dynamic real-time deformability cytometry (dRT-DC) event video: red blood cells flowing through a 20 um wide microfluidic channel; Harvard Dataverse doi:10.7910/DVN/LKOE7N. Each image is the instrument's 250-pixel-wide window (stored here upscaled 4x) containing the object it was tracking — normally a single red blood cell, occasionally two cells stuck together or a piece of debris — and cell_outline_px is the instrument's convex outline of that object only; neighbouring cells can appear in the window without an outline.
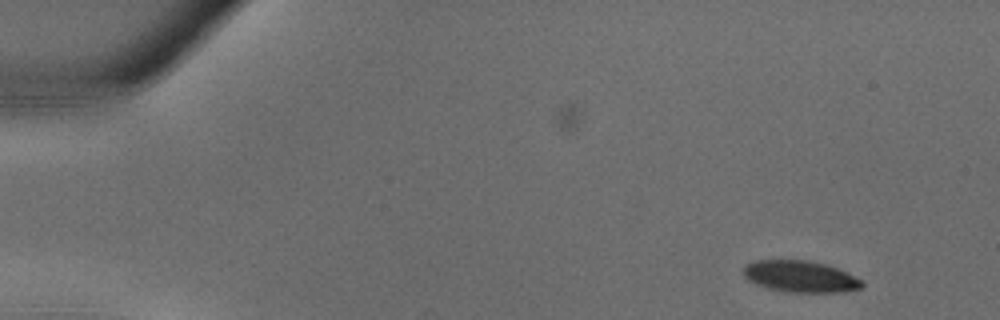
{"species": "common noctule bat (a hibernating species)", "species_latin": "Nyctalus noctula", "temperature_condition": "warm", "stored_images_in_passage": 36, "camera_frame_rate_fps": 3000, "um_per_image_px": 0.085, "animal": {"sex": "male", "body_mass_g": 18.8}, "frame": {"image": 1, "passage_image": 3, "time_ms": 0.667, "image_size_px": [1000, 320], "cell_outline_px": [[864, 284], [860, 288], [844, 292], [788, 292], [768, 288], [756, 284], [748, 280], [744, 276], [744, 268], [748, 264], [756, 260], [808, 260], [824, 264], [836, 268], [860, 280]], "centroid_in_image_um": [68.0, 23.51], "position_along_channel_um": 17.0, "area_um2": 21.44}}
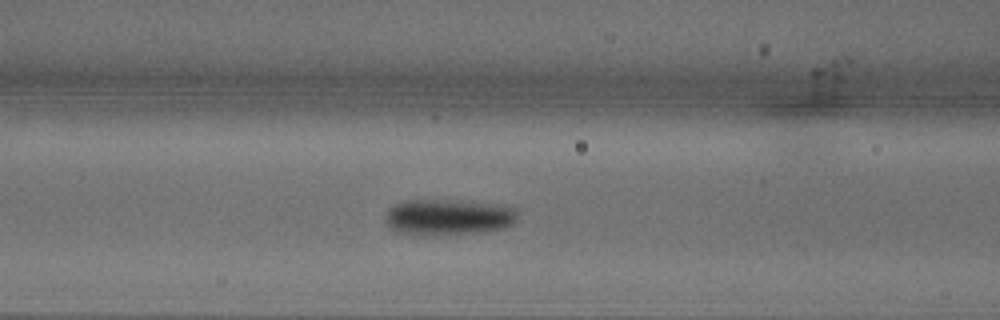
{"frame": {"image": 2, "passage_image": 15, "time_ms": 4.667, "image_size_px": [1000, 320], "cell_outline_px": [[516, 220], [512, 224], [504, 228], [484, 232], [396, 232], [384, 220], [388, 208], [404, 200], [460, 200], [504, 204], [516, 208]], "centroid_in_image_um": [38.17, 18.38], "position_along_channel_um": 128.4, "area_um2": 27.05}}
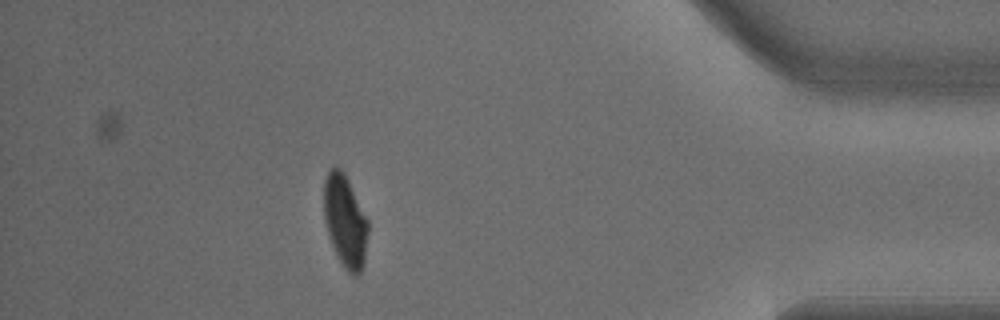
{"frame": {"image": 3, "passage_image": 32, "time_ms": 10.333, "image_size_px": [1000, 320], "cell_outline_px": [[368, 232], [364, 264], [360, 272], [356, 276], [352, 276], [344, 268], [332, 244], [324, 220], [324, 180], [328, 172], [336, 164], [344, 172], [368, 220]], "centroid_in_image_um": [29.34, 18.79], "position_along_channel_um": 405.9, "area_um2": 23.64}}